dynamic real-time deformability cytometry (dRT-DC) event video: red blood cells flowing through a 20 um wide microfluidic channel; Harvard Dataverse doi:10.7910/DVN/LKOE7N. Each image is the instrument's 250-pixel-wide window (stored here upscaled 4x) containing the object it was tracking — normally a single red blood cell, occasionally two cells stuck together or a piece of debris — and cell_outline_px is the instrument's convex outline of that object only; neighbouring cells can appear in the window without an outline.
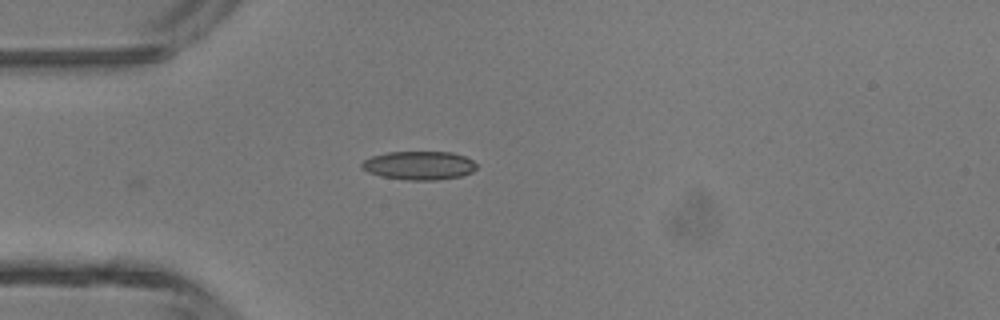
{"species": "common noctule bat (a hibernating species)", "species_latin": "Nyctalus noctula", "temperature_condition": "room temperature", "stored_images_in_passage": 35, "camera_frame_rate_fps": 3000, "um_per_image_px": 0.085, "animal": {"sex": "male", "body_mass_g": 13.3}, "frame": {"image": 1, "passage_image": 1, "time_ms": 0.0, "image_size_px": [1000, 320], "cell_outline_px": [[476, 168], [472, 172], [460, 176], [436, 180], [408, 180], [380, 176], [368, 172], [360, 168], [360, 164], [364, 160], [372, 156], [388, 152], [452, 152], [464, 156], [472, 160], [476, 164]], "centroid_in_image_um": [35.6, 14.06], "position_along_channel_um": 49.4, "area_um2": 19.13}}
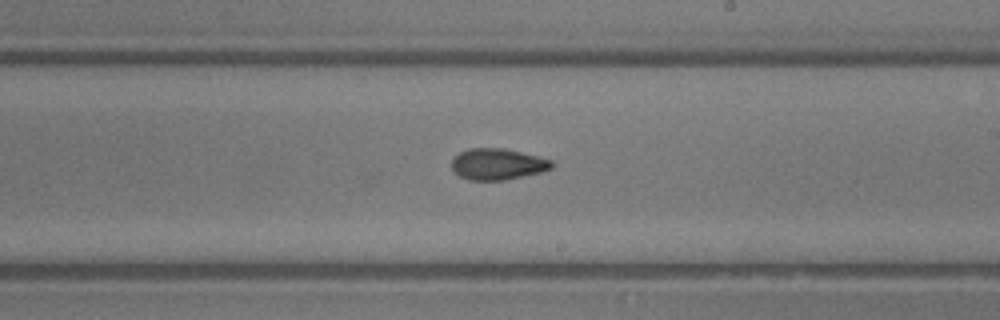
{"frame": {"image": 2, "passage_image": 15, "time_ms": 4.667, "image_size_px": [1000, 320], "cell_outline_px": [[552, 168], [540, 172], [504, 180], [468, 180], [452, 172], [452, 160], [460, 152], [468, 148], [500, 148], [520, 152], [552, 160]], "centroid_in_image_um": [42.25, 13.96], "position_along_channel_um": 246.8, "area_um2": 18.03}}
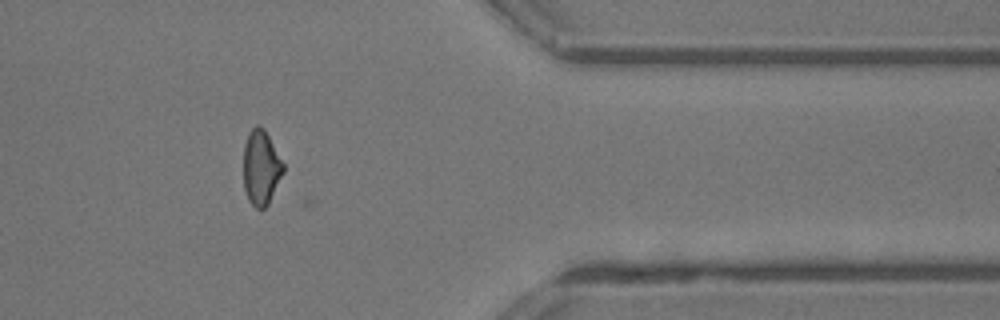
{"frame": {"image": 3, "passage_image": 26, "time_ms": 8.333, "image_size_px": [1000, 320], "cell_outline_px": [[284, 172], [268, 204], [264, 208], [256, 208], [248, 200], [244, 188], [244, 144], [248, 132], [256, 124], [260, 124], [264, 128], [284, 164]], "centroid_in_image_um": [22.18, 14.22], "position_along_channel_um": 389.2, "area_um2": 17.4}, "authors_computed_cell_mechanics": {"area_um2": 17.9758, "velocity_mm_per_s": 4.4662, "shape_relaxation_time_tau1_ms": 8.5422, "shape_relaxation_time_tau2_ms": 3.6447, "deformation_change_tau1": 0.1832, "deformation_change_tau2": 0.1151}}